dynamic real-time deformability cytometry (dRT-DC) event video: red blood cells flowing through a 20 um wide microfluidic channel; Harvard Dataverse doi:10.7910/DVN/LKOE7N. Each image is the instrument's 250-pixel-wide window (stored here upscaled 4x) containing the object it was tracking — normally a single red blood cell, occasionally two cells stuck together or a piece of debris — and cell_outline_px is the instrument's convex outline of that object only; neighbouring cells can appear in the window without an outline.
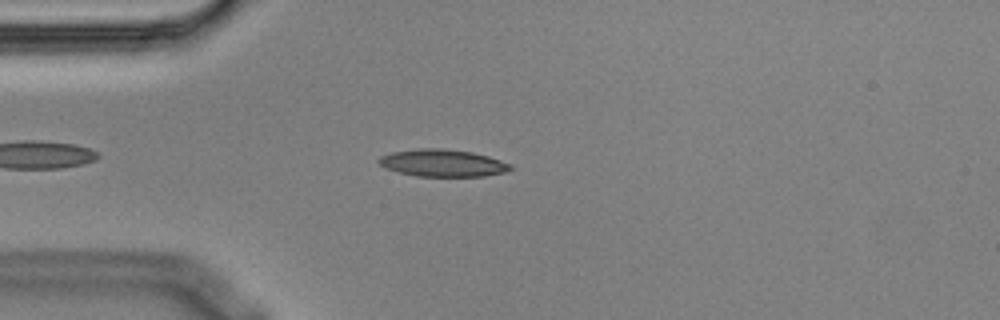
{"species": "Egyptian fruit bat (a non-hibernating species)", "species_latin": "Rousettus aegyptiacus", "temperature_condition": "cold", "stored_images_in_passage": 5, "camera_frame_rate_fps": 3000, "um_per_image_px": 0.085, "animal": {"sex": "male"}, "frame": {"image": 1, "passage_image": 5, "time_ms": 1.333, "image_size_px": [1000, 320], "cell_outline_px": [[512, 168], [508, 172], [484, 176], [416, 176], [384, 168], [376, 160], [380, 156], [392, 152], [420, 148], [444, 148], [472, 152], [488, 156], [512, 164]], "centroid_in_image_um": [37.63, 13.85], "position_along_channel_um": 47.4, "area_um2": 20.98}}